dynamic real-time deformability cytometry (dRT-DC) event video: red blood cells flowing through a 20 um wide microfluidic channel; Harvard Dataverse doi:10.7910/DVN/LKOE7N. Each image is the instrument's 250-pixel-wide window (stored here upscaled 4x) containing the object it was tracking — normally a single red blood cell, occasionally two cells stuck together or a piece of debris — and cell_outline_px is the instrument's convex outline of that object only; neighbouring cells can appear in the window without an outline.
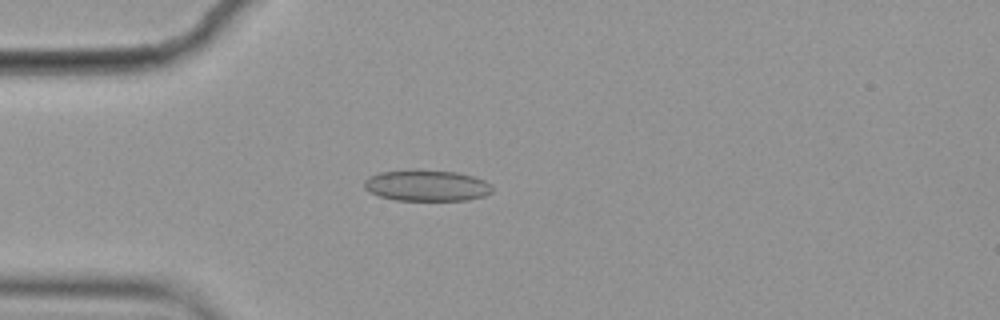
{"species": "common noctule bat (a hibernating species)", "species_latin": "Nyctalus noctula", "temperature_condition": "cold", "stored_images_in_passage": 4, "camera_frame_rate_fps": 3000, "um_per_image_px": 0.085, "animal": {"sex": "female", "body_mass_g": 19.9}, "frame": {"image": 1, "passage_image": 4, "time_ms": 1.0, "image_size_px": [1000, 320], "cell_outline_px": [[492, 192], [484, 196], [468, 200], [396, 200], [380, 196], [368, 192], [364, 188], [364, 180], [368, 176], [380, 172], [416, 168], [456, 172], [472, 176], [484, 180], [492, 184]], "centroid_in_image_um": [36.24, 15.75], "position_along_channel_um": 48.8, "area_um2": 23.7}}